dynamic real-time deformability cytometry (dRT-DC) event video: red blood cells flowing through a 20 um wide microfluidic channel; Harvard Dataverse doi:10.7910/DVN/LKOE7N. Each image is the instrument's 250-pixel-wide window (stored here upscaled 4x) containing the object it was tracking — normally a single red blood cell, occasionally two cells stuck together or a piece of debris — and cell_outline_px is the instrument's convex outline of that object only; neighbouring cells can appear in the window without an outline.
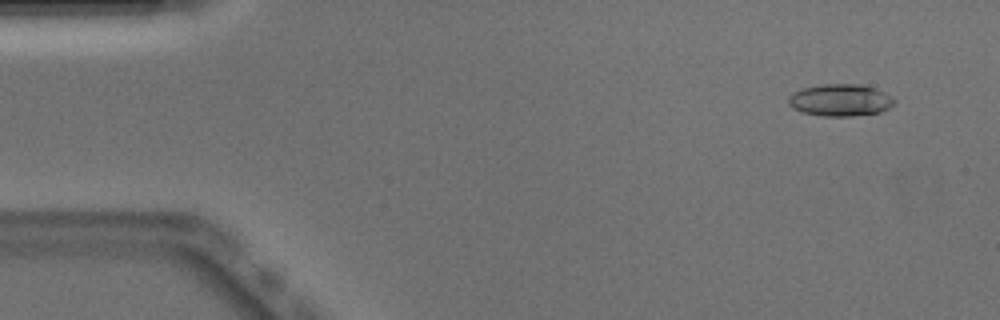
{"species": "Egyptian fruit bat (a non-hibernating species)", "species_latin": "Rousettus aegyptiacus", "temperature_condition": "warm", "stored_images_in_passage": 51, "camera_frame_rate_fps": 3000, "um_per_image_px": 0.085, "animal": {"sex": "male"}, "frame": {"image": 1, "passage_image": 4, "time_ms": 1.0, "image_size_px": [1000, 320], "cell_outline_px": [[896, 100], [888, 108], [880, 112], [852, 116], [824, 116], [804, 112], [792, 108], [788, 104], [788, 96], [792, 92], [804, 88], [824, 84], [860, 84], [884, 92], [892, 96]], "centroid_in_image_um": [71.41, 8.51], "position_along_channel_um": 13.6, "area_um2": 19.65}}
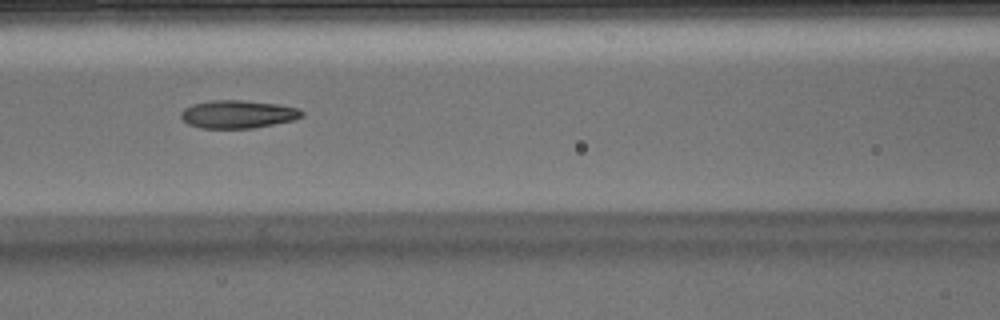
{"frame": {"image": 2, "passage_image": 22, "time_ms": 7.0, "image_size_px": [1000, 320], "cell_outline_px": [[304, 116], [292, 120], [252, 128], [200, 128], [188, 124], [180, 116], [180, 112], [184, 108], [192, 104], [212, 100], [244, 100], [280, 104], [296, 108], [304, 112]], "centroid_in_image_um": [20.2, 9.7], "position_along_channel_um": 146.4, "area_um2": 19.71}}
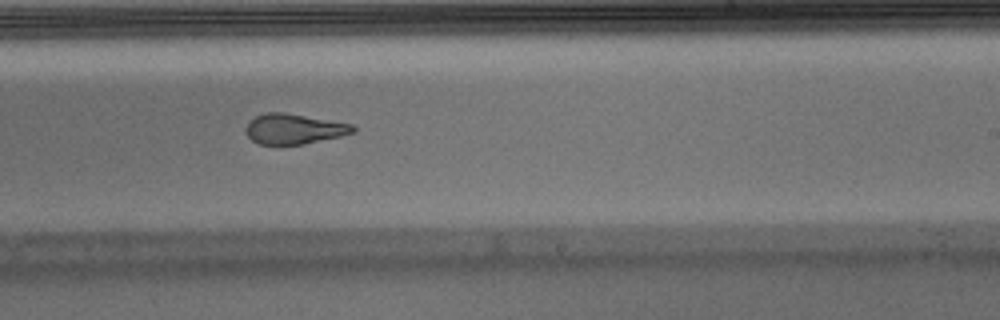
{"frame": {"image": 3, "passage_image": 31, "time_ms": 10.0, "image_size_px": [1000, 320], "cell_outline_px": [[356, 132], [340, 136], [304, 144], [260, 144], [252, 140], [244, 132], [244, 128], [248, 120], [256, 116], [268, 112], [284, 112], [352, 124], [356, 128]], "centroid_in_image_um": [24.95, 10.95], "position_along_channel_um": 264.0, "area_um2": 18.9}, "authors_computed_cell_mechanics": {"area_um2": 19.7098, "velocity_mm_per_s": 3.9271, "shape_relaxation_time_tau1_ms": 6.9763, "shape_relaxation_time_tau2_ms": 1.873, "deformation_change_tau1": 0.2395, "deformation_change_tau2": 0.0977}}